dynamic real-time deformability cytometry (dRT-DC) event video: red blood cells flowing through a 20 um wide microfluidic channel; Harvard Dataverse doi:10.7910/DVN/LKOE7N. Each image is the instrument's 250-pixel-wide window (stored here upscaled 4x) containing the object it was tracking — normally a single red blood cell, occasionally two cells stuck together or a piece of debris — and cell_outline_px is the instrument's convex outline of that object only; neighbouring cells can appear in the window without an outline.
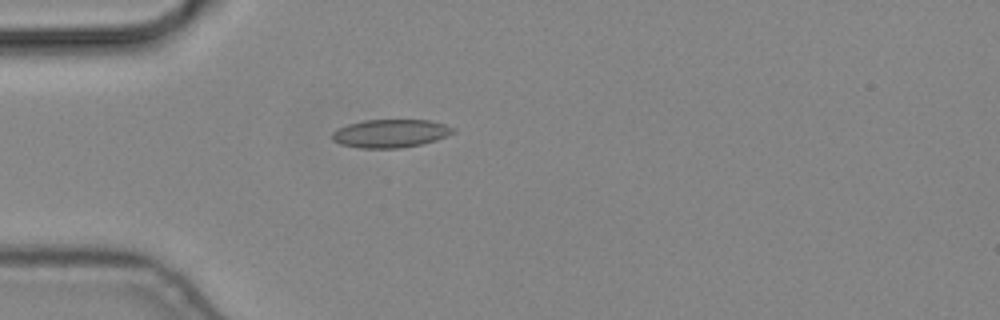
{"species": "common noctule bat (a hibernating species)", "species_latin": "Nyctalus noctula", "temperature_condition": "cold", "stored_images_in_passage": 1, "camera_frame_rate_fps": 3000, "um_per_image_px": 0.085, "animal": {"sex": "male", "body_mass_g": 19.2, "forearm_length_mm": 51.8}, "frame": {"image": 1, "passage_image": 1, "time_ms": 0.0, "image_size_px": [1000, 320], "cell_outline_px": [[456, 132], [436, 140], [420, 144], [400, 148], [360, 148], [340, 144], [332, 140], [332, 132], [348, 124], [364, 120], [432, 120], [456, 128]], "centroid_in_image_um": [33.21, 11.34], "position_along_channel_um": 51.8, "area_um2": 19.88}}